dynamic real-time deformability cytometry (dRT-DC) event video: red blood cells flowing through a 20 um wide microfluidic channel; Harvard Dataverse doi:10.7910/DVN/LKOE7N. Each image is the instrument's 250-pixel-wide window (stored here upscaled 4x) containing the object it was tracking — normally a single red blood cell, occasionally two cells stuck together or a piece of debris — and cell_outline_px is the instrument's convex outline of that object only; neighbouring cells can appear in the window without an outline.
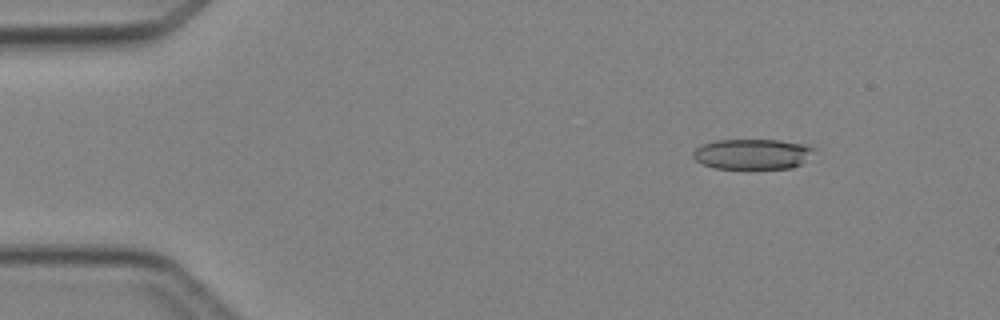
{"species": "Egyptian fruit bat (a non-hibernating species)", "species_latin": "Rousettus aegyptiacus", "temperature_condition": "cold", "stored_images_in_passage": 3, "camera_frame_rate_fps": 3000, "um_per_image_px": 0.085, "animal": {"sex": "female"}, "frame": {"image": 1, "passage_image": 1, "time_ms": 0.0, "image_size_px": [1000, 320], "cell_outline_px": [[812, 148], [800, 164], [792, 168], [716, 168], [704, 164], [696, 160], [692, 156], [692, 152], [696, 148], [704, 144], [716, 140], [780, 140], [804, 144]], "centroid_in_image_um": [63.87, 13.09], "position_along_channel_um": 21.1, "area_um2": 20.81}}